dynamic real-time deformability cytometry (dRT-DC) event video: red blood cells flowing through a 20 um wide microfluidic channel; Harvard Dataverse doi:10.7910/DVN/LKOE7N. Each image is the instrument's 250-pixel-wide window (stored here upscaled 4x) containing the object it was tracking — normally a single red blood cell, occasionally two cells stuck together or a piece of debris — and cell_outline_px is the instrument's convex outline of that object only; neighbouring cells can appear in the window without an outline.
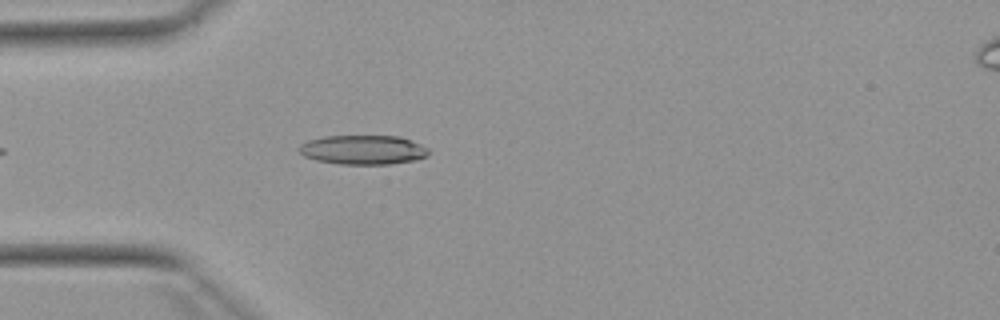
{"species": "Egyptian fruit bat (a non-hibernating species)", "species_latin": "Rousettus aegyptiacus", "temperature_condition": "warm", "stored_images_in_passage": 23, "camera_frame_rate_fps": 3000, "um_per_image_px": 0.085, "animal": {"sex": "female"}, "frame": {"image": 1, "passage_image": 1, "time_ms": 0.0, "image_size_px": [1000, 320], "cell_outline_px": [[428, 156], [416, 160], [388, 164], [340, 164], [316, 160], [304, 156], [296, 148], [300, 144], [308, 140], [324, 136], [400, 136], [420, 144], [428, 148]], "centroid_in_image_um": [30.84, 12.73], "position_along_channel_um": 54.2, "area_um2": 22.2}}
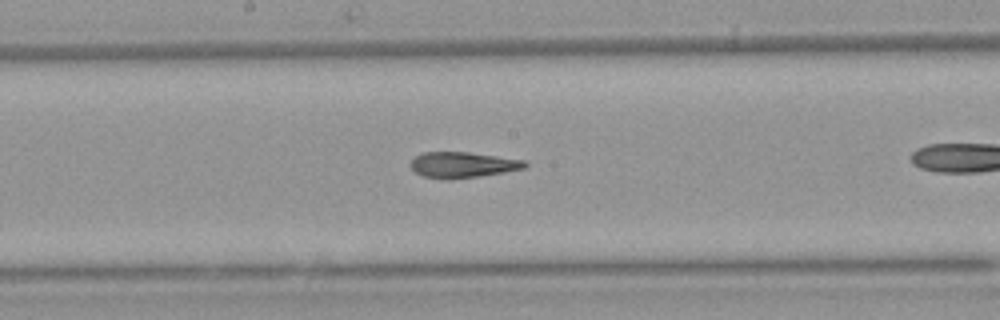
{"frame": {"image": 2, "passage_image": 10, "time_ms": 3.0, "image_size_px": [1000, 320], "cell_outline_px": [[528, 164], [524, 168], [504, 172], [480, 176], [448, 180], [424, 176], [416, 172], [408, 164], [416, 156], [424, 152], [468, 152], [524, 160]], "centroid_in_image_um": [39.31, 14.01], "position_along_channel_um": 208.9, "area_um2": 17.05}}
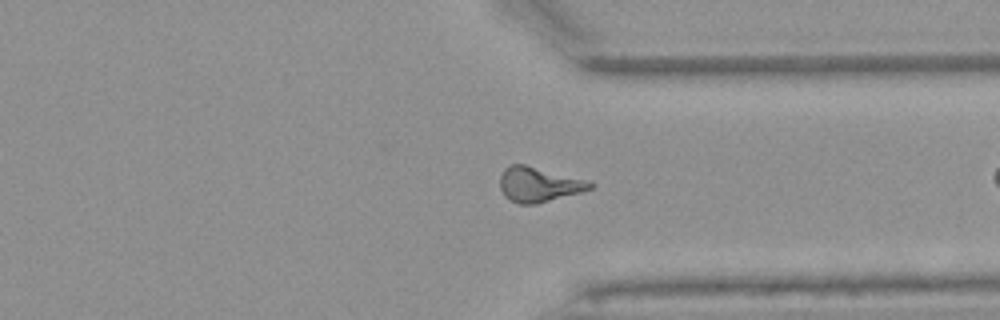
{"frame": {"image": 3, "passage_image": 22, "time_ms": 7.0, "image_size_px": [1000, 320], "cell_outline_px": [[596, 184], [592, 188], [580, 192], [536, 204], [520, 204], [504, 196], [500, 188], [500, 176], [504, 168], [508, 164], [524, 164], [592, 180]], "centroid_in_image_um": [45.83, 15.66], "position_along_channel_um": 365.6, "area_um2": 18.55}}